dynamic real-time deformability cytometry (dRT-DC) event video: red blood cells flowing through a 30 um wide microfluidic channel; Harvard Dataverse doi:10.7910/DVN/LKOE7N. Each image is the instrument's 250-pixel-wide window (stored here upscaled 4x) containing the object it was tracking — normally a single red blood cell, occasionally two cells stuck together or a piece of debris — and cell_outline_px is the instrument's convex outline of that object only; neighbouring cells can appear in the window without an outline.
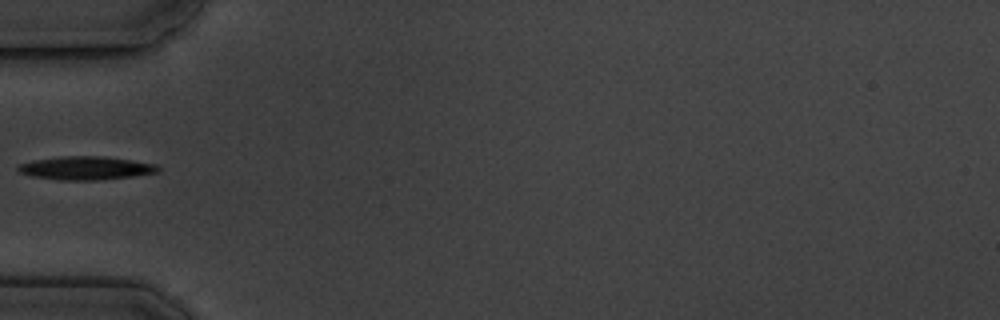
{"species": "common noctule bat (a hibernating species)", "species_latin": "Nyctalus noctula", "temperature_condition": "cold", "stored_images_in_passage": 1, "camera_frame_rate_fps": 3000, "um_per_image_px": 0.085, "animal": {"sex": "male", "body_mass_g": 19.5, "forearm_length_mm": 54.6}, "frame": {"image": 1, "passage_image": 1, "time_ms": 0.0, "image_size_px": [1000, 320], "cell_outline_px": [[160, 172], [132, 176], [96, 180], [60, 180], [32, 176], [20, 172], [16, 168], [20, 164], [32, 160], [60, 156], [104, 156], [132, 160], [156, 164], [160, 168]], "centroid_in_image_um": [7.3, 14.28], "position_along_channel_um": 77.7, "area_um2": 19.07}}